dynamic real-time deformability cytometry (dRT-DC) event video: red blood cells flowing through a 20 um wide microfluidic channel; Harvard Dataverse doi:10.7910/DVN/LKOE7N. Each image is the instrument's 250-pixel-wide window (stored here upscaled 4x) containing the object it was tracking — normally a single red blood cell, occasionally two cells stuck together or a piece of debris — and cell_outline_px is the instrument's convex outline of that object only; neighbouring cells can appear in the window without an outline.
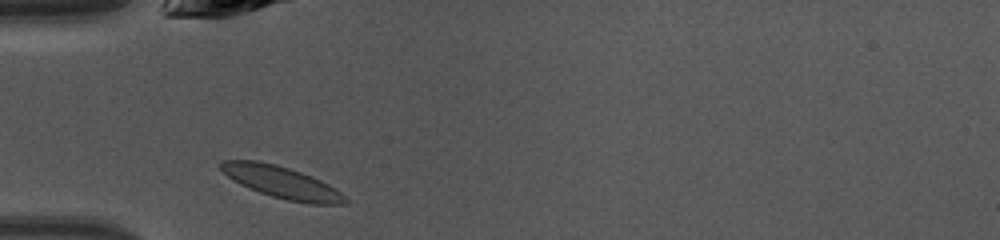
{"species": "common noctule bat (a hibernating species)", "species_latin": "Nyctalus noctula", "temperature_condition": "warm", "stored_images_in_passage": 29, "camera_frame_rate_fps": 3000, "um_per_image_px": 0.085, "animal": {"sex": "female", "body_mass_g": 10.0, "forearm_length_mm": 53.1}, "frame": {"image": 1, "passage_image": 1, "time_ms": 0.0, "image_size_px": [1000, 240], "cell_outline_px": [[348, 204], [308, 204], [288, 200], [272, 196], [248, 188], [240, 184], [228, 176], [216, 164], [224, 160], [260, 160], [276, 164], [312, 176], [328, 184], [340, 192], [348, 200]], "centroid_in_image_um": [23.93, 15.49], "position_along_channel_um": 61.1, "area_um2": 23.06}}
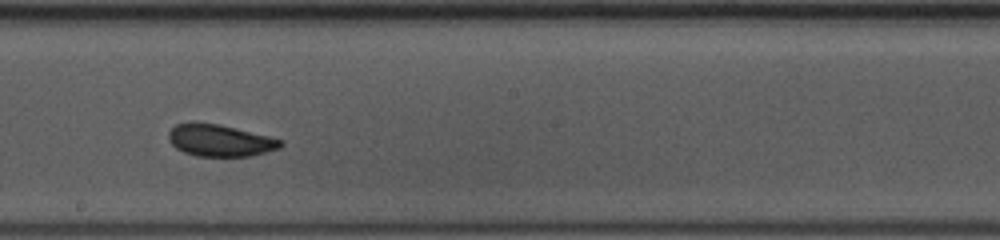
{"frame": {"image": 2, "passage_image": 13, "time_ms": 4.0, "image_size_px": [1000, 240], "cell_outline_px": [[284, 144], [280, 148], [252, 156], [196, 156], [184, 152], [176, 148], [168, 140], [168, 132], [176, 124], [192, 120], [220, 124], [284, 140]], "centroid_in_image_um": [18.67, 11.92], "position_along_channel_um": 229.5, "area_um2": 21.21}}
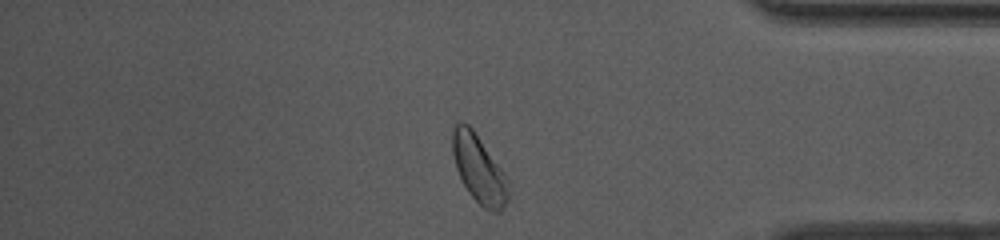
{"frame": {"image": 3, "passage_image": 26, "time_ms": 8.333, "image_size_px": [1000, 240], "cell_outline_px": [[508, 200], [500, 212], [492, 212], [484, 208], [468, 192], [456, 168], [452, 152], [452, 128], [460, 120], [468, 124], [472, 128], [504, 172], [508, 180]], "centroid_in_image_um": [40.7, 14.35], "position_along_channel_um": 394.5, "area_um2": 22.02}, "authors_computed_cell_mechanics": {"area_um2": 21.1548, "velocity_mm_per_s": 4.2677, "shape_relaxation_time_tau1_ms": 3.3716, "shape_relaxation_time_tau2_ms": 4.2368, "deformation_change_tau1": 0.0997, "deformation_change_tau2": 0.0634}}